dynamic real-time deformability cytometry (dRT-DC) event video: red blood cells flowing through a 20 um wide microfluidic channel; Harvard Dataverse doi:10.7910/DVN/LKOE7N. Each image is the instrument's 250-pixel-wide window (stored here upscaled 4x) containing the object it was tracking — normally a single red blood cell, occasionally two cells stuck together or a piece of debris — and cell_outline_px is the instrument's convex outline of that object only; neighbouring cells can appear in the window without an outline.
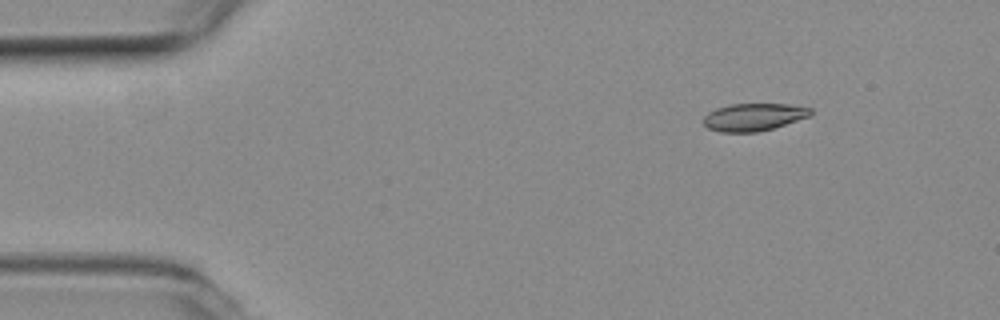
{"species": "common noctule bat (a hibernating species)", "species_latin": "Nyctalus noctula", "temperature_condition": "room temperature", "stored_images_in_passage": 9, "camera_frame_rate_fps": 3000, "um_per_image_px": 0.085, "animal": {"sex": "female", "body_mass_g": 19.3, "forearm_length_mm": 54.1}, "frame": {"image": 1, "passage_image": 2, "time_ms": 0.333, "image_size_px": [1000, 320], "cell_outline_px": [[812, 116], [772, 128], [756, 132], [720, 132], [708, 128], [704, 124], [704, 116], [708, 112], [716, 108], [732, 104], [788, 104], [812, 108]], "centroid_in_image_um": [64.08, 9.94], "position_along_channel_um": 20.9, "area_um2": 17.17}}
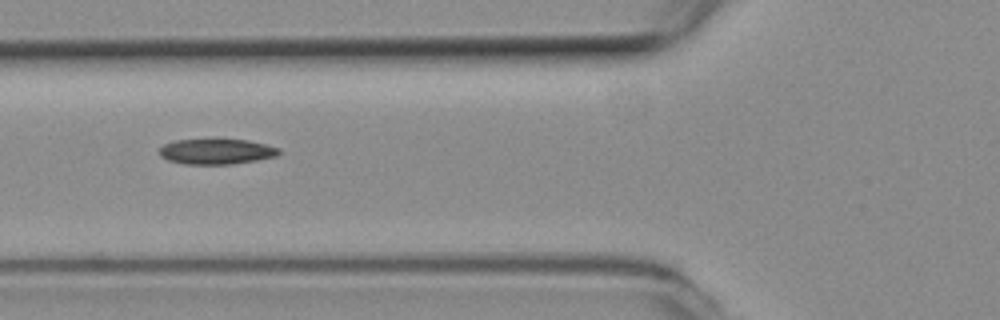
{"frame": {"image": 2, "passage_image": 6, "time_ms": 1.667, "image_size_px": [1000, 320], "cell_outline_px": [[284, 152], [276, 156], [256, 160], [232, 164], [184, 164], [168, 160], [160, 156], [160, 148], [164, 144], [176, 140], [216, 136], [248, 140], [280, 148]], "centroid_in_image_um": [18.41, 12.82], "position_along_channel_um": 107.4, "area_um2": 18.61}}
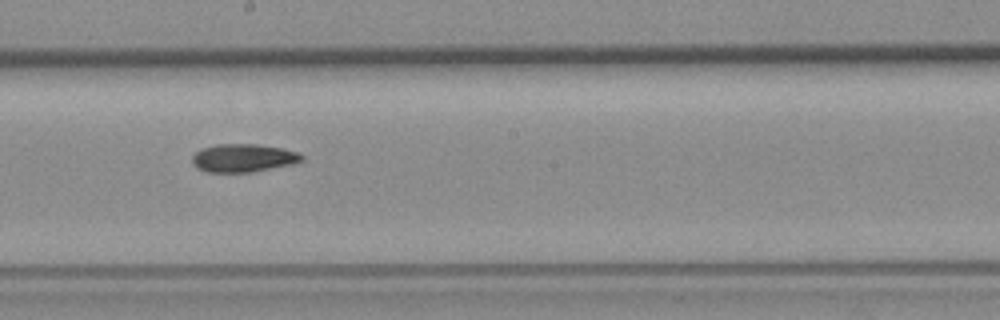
{"frame": {"image": 3, "passage_image": 9, "time_ms": 2.667, "image_size_px": [1000, 320], "cell_outline_px": [[304, 160], [292, 164], [252, 172], [208, 172], [196, 168], [192, 164], [192, 156], [200, 148], [216, 144], [256, 144], [284, 148], [300, 152], [304, 156]], "centroid_in_image_um": [20.68, 13.42], "position_along_channel_um": 227.5, "area_um2": 18.21}}